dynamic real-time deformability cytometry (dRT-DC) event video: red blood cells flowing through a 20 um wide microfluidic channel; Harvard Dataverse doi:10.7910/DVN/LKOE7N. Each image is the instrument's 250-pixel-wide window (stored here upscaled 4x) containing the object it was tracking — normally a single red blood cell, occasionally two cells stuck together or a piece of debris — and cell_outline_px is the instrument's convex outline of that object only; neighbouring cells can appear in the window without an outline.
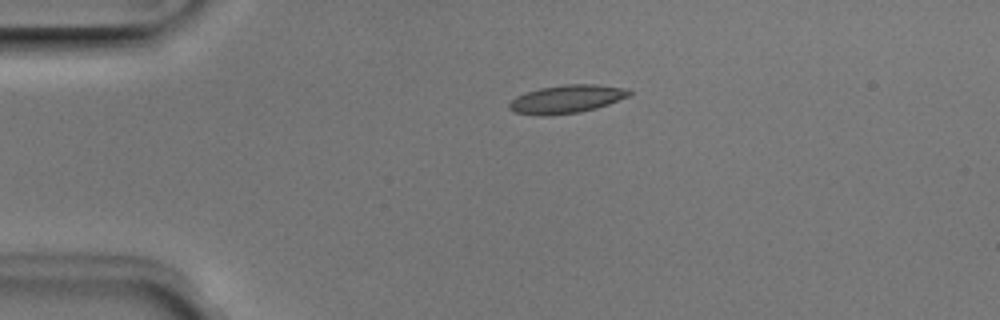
{"species": "Egyptian fruit bat (a non-hibernating species)", "species_latin": "Rousettus aegyptiacus", "temperature_condition": "room temperature", "stored_images_in_passage": 6, "camera_frame_rate_fps": 3000, "um_per_image_px": 0.085, "animal": {"sex": "male"}, "frame": {"image": 1, "passage_image": 6, "time_ms": 1.667, "image_size_px": [1000, 320], "cell_outline_px": [[632, 92], [628, 96], [608, 104], [596, 108], [580, 112], [548, 116], [540, 116], [516, 112], [508, 108], [508, 104], [516, 96], [540, 88], [568, 84], [596, 84], [628, 88]], "centroid_in_image_um": [48.17, 8.42], "position_along_channel_um": 36.8, "area_um2": 19.65}}